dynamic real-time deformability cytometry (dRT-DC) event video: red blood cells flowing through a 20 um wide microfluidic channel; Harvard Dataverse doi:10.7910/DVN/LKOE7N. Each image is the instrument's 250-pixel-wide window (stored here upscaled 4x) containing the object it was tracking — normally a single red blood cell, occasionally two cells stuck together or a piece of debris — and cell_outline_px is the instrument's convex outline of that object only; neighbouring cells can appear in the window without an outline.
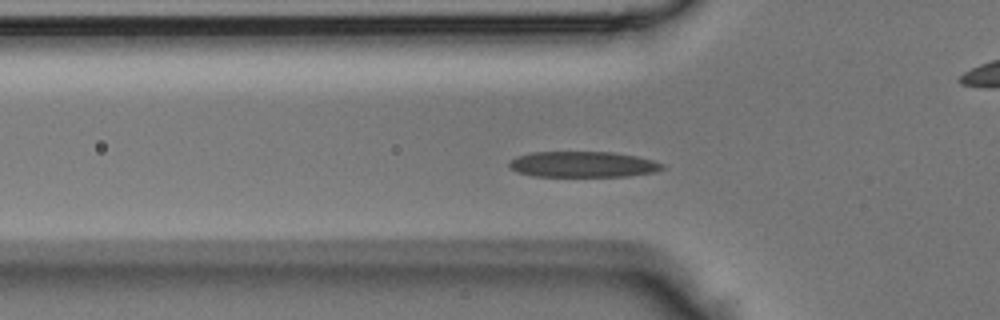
{"species": "Egyptian fruit bat (a non-hibernating species)", "species_latin": "Rousettus aegyptiacus", "temperature_condition": "room temperature", "stored_images_in_passage": 35, "camera_frame_rate_fps": 3000, "um_per_image_px": 0.085, "animal": {"sex": "male"}, "frame": {"image": 1, "passage_image": 5, "time_ms": 1.333, "image_size_px": [1000, 320], "cell_outline_px": [[664, 168], [656, 172], [628, 176], [532, 176], [516, 172], [508, 164], [516, 156], [532, 152], [612, 152], [636, 156], [652, 160], [664, 164]], "centroid_in_image_um": [49.55, 13.97], "position_along_channel_um": 76.2, "area_um2": 23.0}}
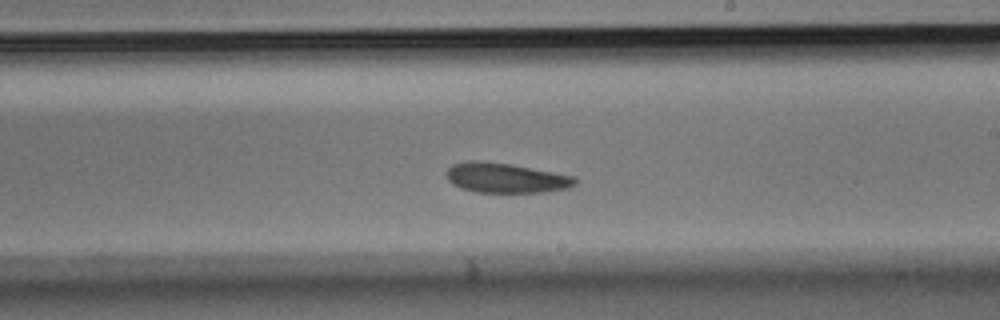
{"frame": {"image": 2, "passage_image": 16, "time_ms": 5.0, "image_size_px": [1000, 320], "cell_outline_px": [[576, 184], [568, 188], [544, 192], [476, 192], [460, 188], [448, 180], [444, 172], [452, 164], [472, 160], [480, 160], [508, 164], [576, 176]], "centroid_in_image_um": [42.96, 15.12], "position_along_channel_um": 246.0, "area_um2": 22.37}}
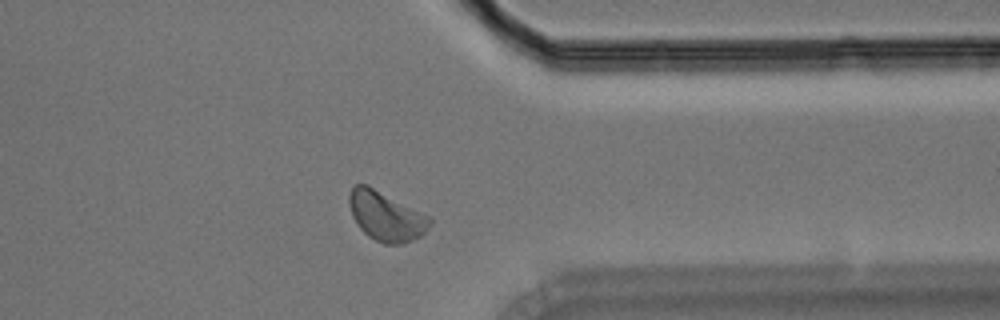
{"frame": {"image": 3, "passage_image": 25, "time_ms": 8.0, "image_size_px": [1000, 320], "cell_outline_px": [[432, 224], [420, 236], [404, 244], [384, 244], [368, 236], [356, 224], [352, 216], [348, 204], [348, 196], [352, 184], [368, 184], [432, 216]], "centroid_in_image_um": [32.81, 18.34], "position_along_channel_um": 378.6, "area_um2": 23.81}}